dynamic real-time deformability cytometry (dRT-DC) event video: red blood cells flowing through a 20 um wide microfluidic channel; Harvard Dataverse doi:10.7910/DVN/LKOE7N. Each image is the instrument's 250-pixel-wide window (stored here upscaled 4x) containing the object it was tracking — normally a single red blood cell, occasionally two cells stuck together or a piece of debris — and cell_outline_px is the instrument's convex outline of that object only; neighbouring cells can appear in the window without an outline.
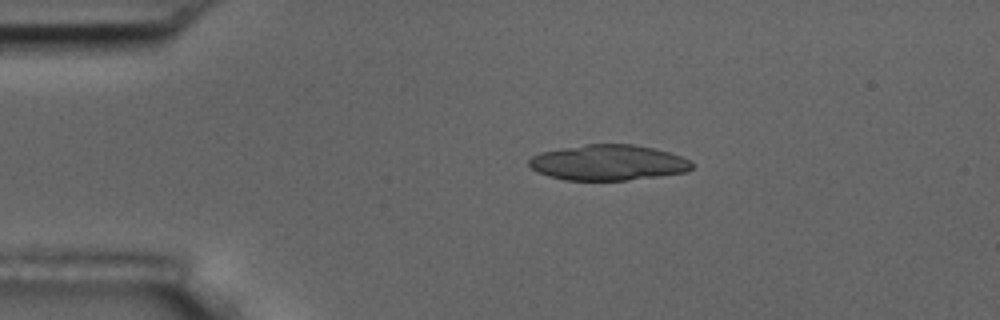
{"species": "common noctule bat (a hibernating species)", "species_latin": "Nyctalus noctula", "temperature_condition": "room temperature", "stored_images_in_passage": 9, "camera_frame_rate_fps": 3000, "um_per_image_px": 0.085, "animal": {"sex": "male", "body_mass_g": 17.5, "forearm_length_mm": 52.3}, "frame": {"image": 1, "passage_image": 1, "time_ms": 0.0, "image_size_px": [1000, 320], "cell_outline_px": [[692, 168], [684, 172], [628, 180], [564, 180], [548, 176], [532, 168], [528, 164], [528, 160], [532, 156], [540, 152], [560, 148], [584, 144], [632, 144], [652, 148], [668, 152], [680, 156], [688, 160], [692, 164]], "centroid_in_image_um": [51.64, 13.81], "position_along_channel_um": 33.4, "area_um2": 33.52}}
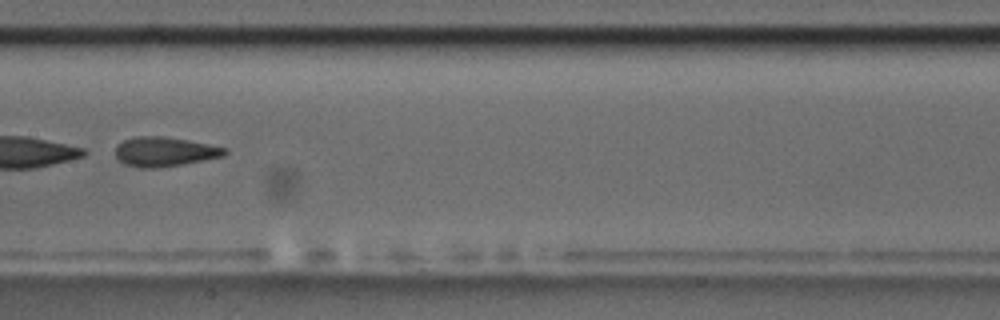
{"frame": {"image": 2, "passage_image": 6, "time_ms": 5.667, "image_size_px": [1000, 320], "cell_outline_px": [[228, 152], [224, 156], [180, 164], [156, 168], [136, 168], [124, 164], [116, 156], [116, 144], [124, 140], [136, 136], [164, 136], [188, 140], [228, 148]], "centroid_in_image_um": [13.97, 12.89], "position_along_channel_um": 193.4, "area_um2": 18.79}}